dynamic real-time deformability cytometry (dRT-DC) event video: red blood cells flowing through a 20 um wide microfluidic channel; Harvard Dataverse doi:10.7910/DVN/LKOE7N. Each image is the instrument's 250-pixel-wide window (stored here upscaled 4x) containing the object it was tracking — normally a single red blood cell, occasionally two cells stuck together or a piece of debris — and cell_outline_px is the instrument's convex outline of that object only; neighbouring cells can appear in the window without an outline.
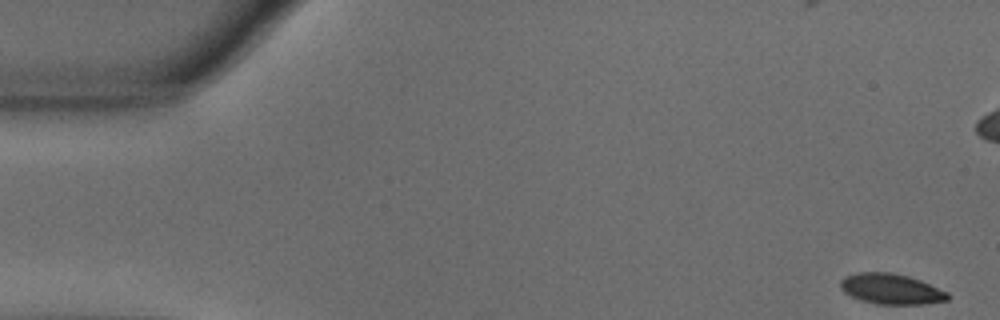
{"species": "common noctule bat (a hibernating species)", "species_latin": "Nyctalus noctula", "temperature_condition": "warm", "stored_images_in_passage": 13, "camera_frame_rate_fps": 3000, "um_per_image_px": 0.085, "animal": {"sex": "male", "body_mass_g": 18.8}, "frame": {"image": 1, "passage_image": 1, "time_ms": 0.0, "image_size_px": [1000, 320], "cell_outline_px": [[948, 300], [924, 304], [876, 304], [860, 300], [844, 292], [840, 288], [840, 280], [844, 276], [856, 272], [892, 272], [908, 276], [920, 280], [948, 292]], "centroid_in_image_um": [75.71, 24.55], "position_along_channel_um": 9.3, "area_um2": 19.13}}